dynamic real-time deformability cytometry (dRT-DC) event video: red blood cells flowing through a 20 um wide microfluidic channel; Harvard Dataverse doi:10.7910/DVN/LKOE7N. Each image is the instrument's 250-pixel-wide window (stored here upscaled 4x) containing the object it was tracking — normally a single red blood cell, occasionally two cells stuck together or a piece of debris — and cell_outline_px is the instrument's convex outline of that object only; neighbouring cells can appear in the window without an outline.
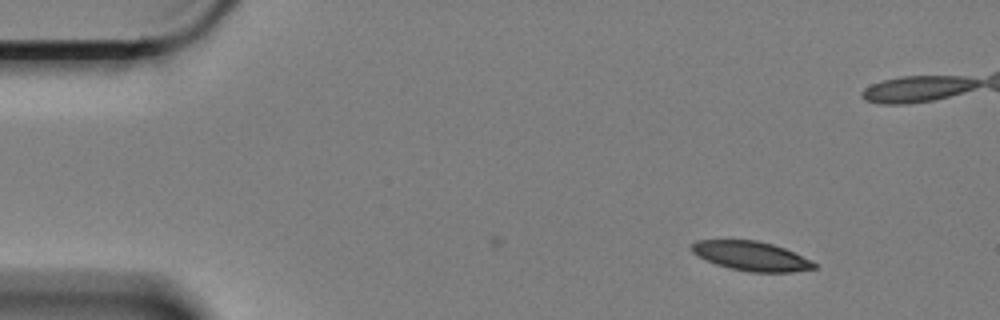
{"species": "Egyptian fruit bat (a non-hibernating species)", "species_latin": "Rousettus aegyptiacus", "temperature_condition": "cold", "stored_images_in_passage": 49, "camera_frame_rate_fps": 3000, "um_per_image_px": 0.085, "animal": {"sex": "female"}, "frame": {"image": 1, "passage_image": 1, "time_ms": 0.0, "image_size_px": [1000, 320], "cell_outline_px": [[816, 268], [792, 272], [748, 272], [728, 268], [716, 264], [692, 252], [692, 244], [696, 240], [756, 240], [772, 244], [784, 248], [816, 264]], "centroid_in_image_um": [63.83, 21.77], "position_along_channel_um": 21.2, "area_um2": 20.58}}
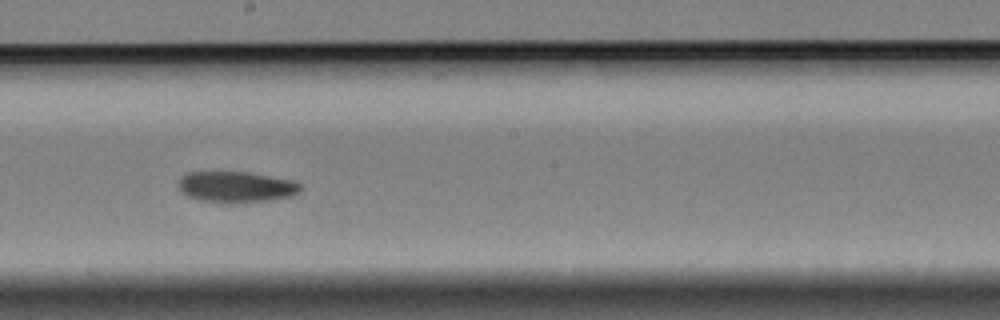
{"frame": {"image": 2, "passage_image": 27, "time_ms": 8.667, "image_size_px": [1000, 320], "cell_outline_px": [[300, 192], [292, 196], [268, 200], [236, 204], [200, 200], [188, 196], [180, 192], [180, 180], [188, 172], [248, 172], [292, 180], [300, 184]], "centroid_in_image_um": [20.09, 15.9], "position_along_channel_um": 228.1, "area_um2": 21.96}}
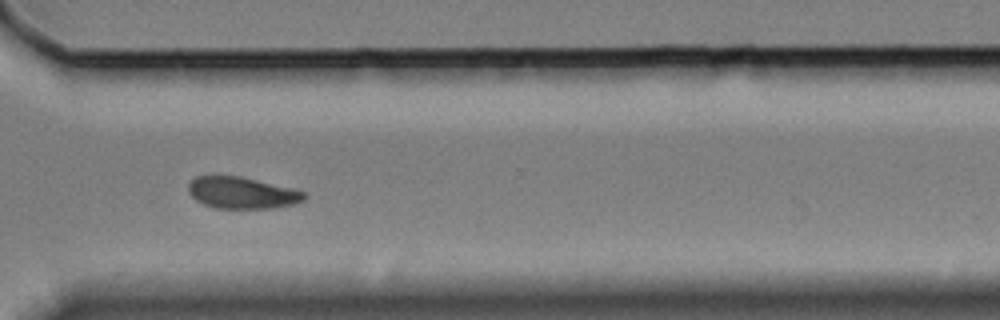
{"frame": {"image": 3, "passage_image": 38, "time_ms": 12.333, "image_size_px": [1000, 320], "cell_outline_px": [[308, 196], [304, 200], [292, 204], [272, 208], [216, 208], [204, 204], [196, 200], [188, 192], [188, 184], [196, 176], [240, 176], [304, 192]], "centroid_in_image_um": [20.53, 16.39], "position_along_channel_um": 350.1, "area_um2": 20.98}, "authors_computed_cell_mechanics": {"area_um2": 22.253, "velocity_mm_per_s": 3.3252, "shape_relaxation_time_tau1_ms": 4.0557, "shape_relaxation_time_tau2_ms": null, "deformation_change_tau1": 0.0999, "deformation_change_tau2": null}}